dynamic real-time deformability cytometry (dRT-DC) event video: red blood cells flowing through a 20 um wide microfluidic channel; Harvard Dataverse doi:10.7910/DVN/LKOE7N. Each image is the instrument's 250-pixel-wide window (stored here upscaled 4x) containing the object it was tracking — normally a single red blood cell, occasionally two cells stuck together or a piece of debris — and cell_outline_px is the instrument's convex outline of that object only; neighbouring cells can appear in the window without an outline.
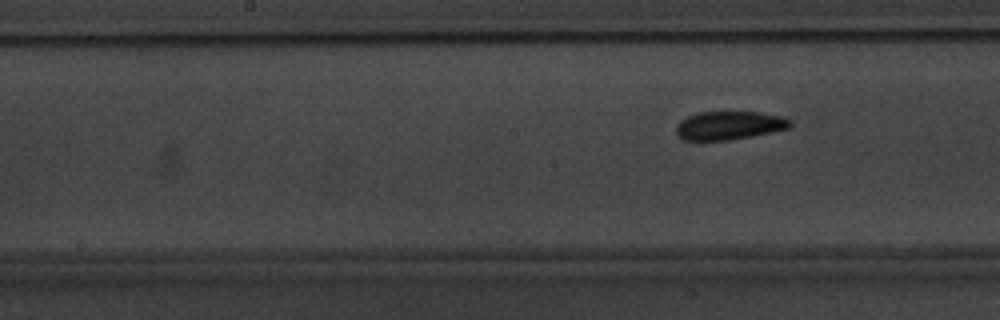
{"species": "common noctule bat (a hibernating species)", "species_latin": "Nyctalus noctula", "temperature_condition": "warm", "stored_images_in_passage": 9, "segment_of_instrument_passage": [2, 2], "camera_frame_rate_fps": 3000, "um_per_image_px": 0.085, "animal": {"sex": "male", "body_mass_g": 20.1, "forearm_length_mm": 53.5}, "frame": {"image": 1, "passage_image": 9, "time_ms": 10.333, "image_size_px": [1000, 320], "cell_outline_px": [[792, 124], [788, 128], [772, 132], [752, 136], [728, 140], [684, 140], [676, 132], [676, 124], [680, 120], [696, 112], [760, 112], [784, 116], [792, 120]], "centroid_in_image_um": [62.0, 10.65], "position_along_channel_um": 186.2, "area_um2": 19.02}}